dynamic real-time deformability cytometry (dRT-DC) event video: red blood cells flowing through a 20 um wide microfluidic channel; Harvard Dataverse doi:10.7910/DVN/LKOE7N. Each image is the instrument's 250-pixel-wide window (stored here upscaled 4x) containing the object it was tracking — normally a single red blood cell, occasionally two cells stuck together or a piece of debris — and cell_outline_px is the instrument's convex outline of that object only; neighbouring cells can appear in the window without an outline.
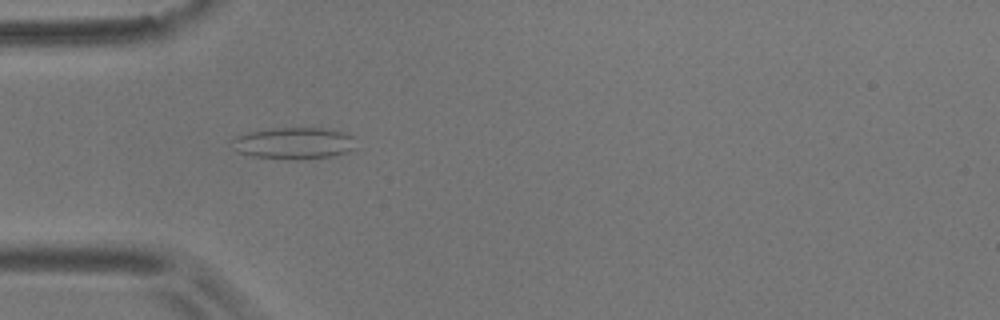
{"species": "common noctule bat (a hibernating species)", "species_latin": "Nyctalus noctula", "temperature_condition": "room temperature", "stored_images_in_passage": 7, "camera_frame_rate_fps": 3000, "um_per_image_px": 0.085, "animal": {"sex": "male", "body_mass_g": 17.9}, "frame": {"image": 1, "passage_image": 4, "time_ms": 3.333, "image_size_px": [1000, 320], "cell_outline_px": [[352, 148], [348, 152], [336, 156], [296, 160], [284, 160], [252, 156], [236, 152], [232, 140], [236, 136], [248, 132], [268, 128], [320, 128], [344, 132], [352, 136]], "centroid_in_image_um": [24.93, 12.19], "position_along_channel_um": 60.1, "area_um2": 23.0}}
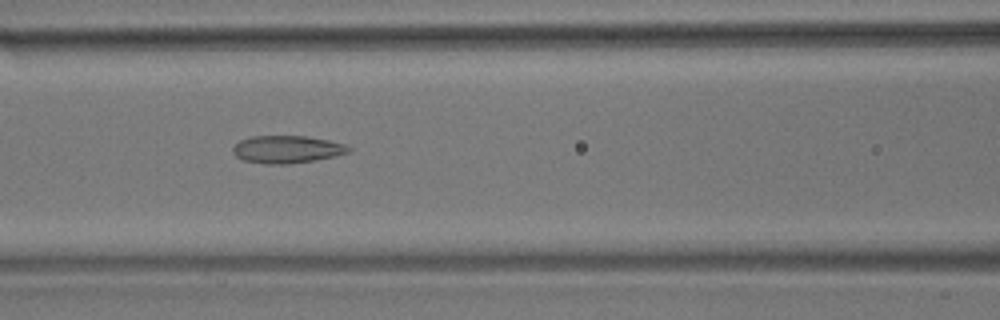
{"frame": {"image": 2, "passage_image": 6, "time_ms": 5.667, "image_size_px": [1000, 320], "cell_outline_px": [[352, 152], [336, 156], [316, 160], [288, 164], [264, 164], [244, 160], [236, 156], [232, 152], [232, 148], [240, 140], [252, 136], [308, 136], [328, 140], [344, 144], [352, 148]], "centroid_in_image_um": [24.42, 12.7], "position_along_channel_um": 142.2, "area_um2": 18.73}}
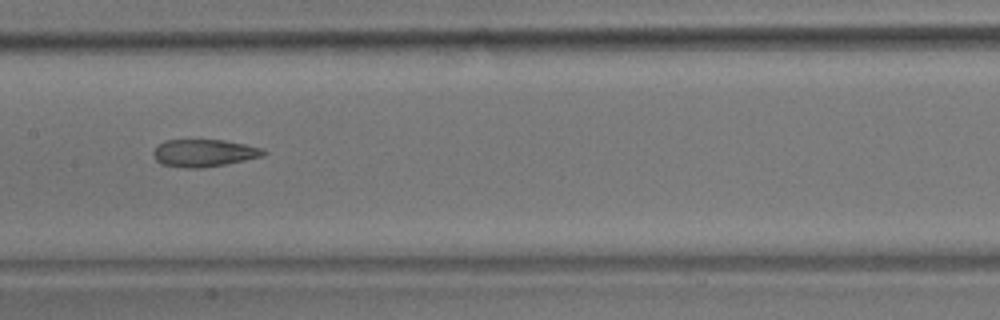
{"frame": {"image": 3, "passage_image": 7, "time_ms": 7.0, "image_size_px": [1000, 320], "cell_outline_px": [[268, 152], [264, 156], [224, 164], [200, 168], [184, 168], [160, 164], [156, 160], [152, 152], [164, 140], [224, 140], [264, 148]], "centroid_in_image_um": [17.35, 13.0], "position_along_channel_um": 190.0, "area_um2": 17.57}}